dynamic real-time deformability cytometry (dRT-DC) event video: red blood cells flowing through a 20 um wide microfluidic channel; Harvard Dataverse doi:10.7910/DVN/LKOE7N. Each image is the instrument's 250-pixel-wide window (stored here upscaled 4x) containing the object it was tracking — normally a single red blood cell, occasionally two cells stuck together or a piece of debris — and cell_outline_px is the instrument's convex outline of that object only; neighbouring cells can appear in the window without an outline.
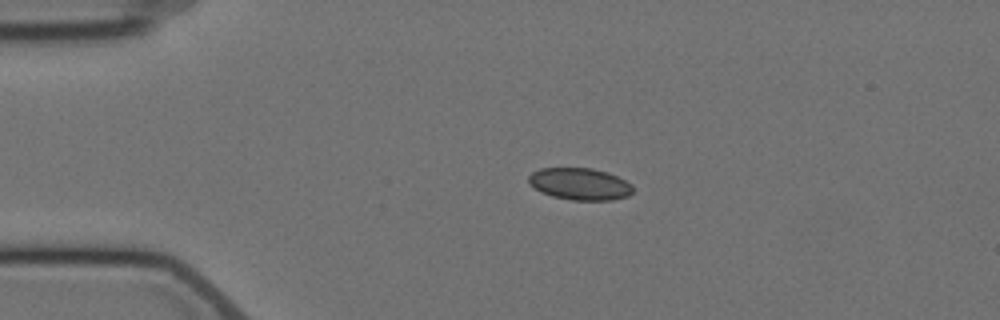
{"species": "Egyptian fruit bat (a non-hibernating species)", "species_latin": "Rousettus aegyptiacus", "temperature_condition": "cold", "stored_images_in_passage": 4, "camera_frame_rate_fps": 3000, "um_per_image_px": 0.085, "animal": {"sex": "female"}, "frame": {"image": 1, "passage_image": 2, "time_ms": 2.333, "image_size_px": [1000, 320], "cell_outline_px": [[632, 192], [628, 196], [612, 200], [572, 200], [552, 196], [540, 192], [528, 180], [528, 176], [532, 172], [540, 168], [592, 168], [608, 172], [632, 184]], "centroid_in_image_um": [49.29, 15.63], "position_along_channel_um": 35.7, "area_um2": 19.36}}